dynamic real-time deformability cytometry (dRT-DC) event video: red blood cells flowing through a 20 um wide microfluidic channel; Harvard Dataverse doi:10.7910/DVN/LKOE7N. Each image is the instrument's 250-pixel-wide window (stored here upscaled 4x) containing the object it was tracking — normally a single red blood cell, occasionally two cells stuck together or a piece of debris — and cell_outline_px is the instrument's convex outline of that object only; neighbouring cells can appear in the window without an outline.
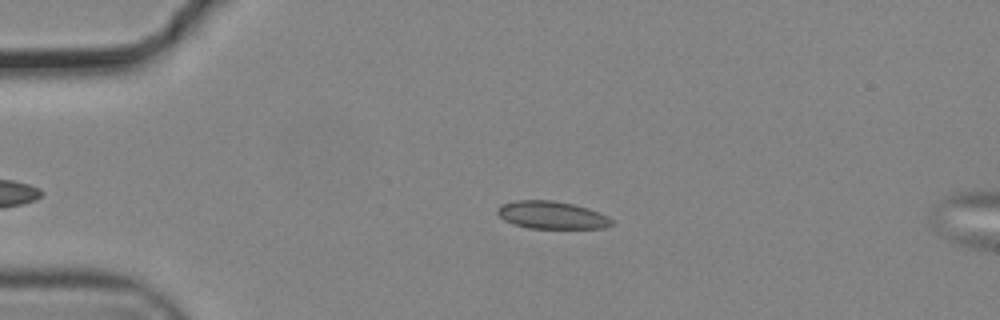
{"species": "common noctule bat (a hibernating species)", "species_latin": "Nyctalus noctula", "temperature_condition": "cold", "stored_images_in_passage": 13, "camera_frame_rate_fps": 3000, "um_per_image_px": 0.085, "animal": {"sex": "male", "body_mass_g": 19.2, "forearm_length_mm": 51.8}, "frame": {"image": 1, "passage_image": 8, "time_ms": 2.333, "image_size_px": [1000, 320], "cell_outline_px": [[612, 224], [604, 228], [528, 228], [504, 220], [496, 212], [496, 208], [500, 204], [516, 200], [552, 200], [572, 204], [588, 208], [600, 212], [608, 216], [612, 220]], "centroid_in_image_um": [46.88, 18.27], "position_along_channel_um": 38.1, "area_um2": 18.38}}